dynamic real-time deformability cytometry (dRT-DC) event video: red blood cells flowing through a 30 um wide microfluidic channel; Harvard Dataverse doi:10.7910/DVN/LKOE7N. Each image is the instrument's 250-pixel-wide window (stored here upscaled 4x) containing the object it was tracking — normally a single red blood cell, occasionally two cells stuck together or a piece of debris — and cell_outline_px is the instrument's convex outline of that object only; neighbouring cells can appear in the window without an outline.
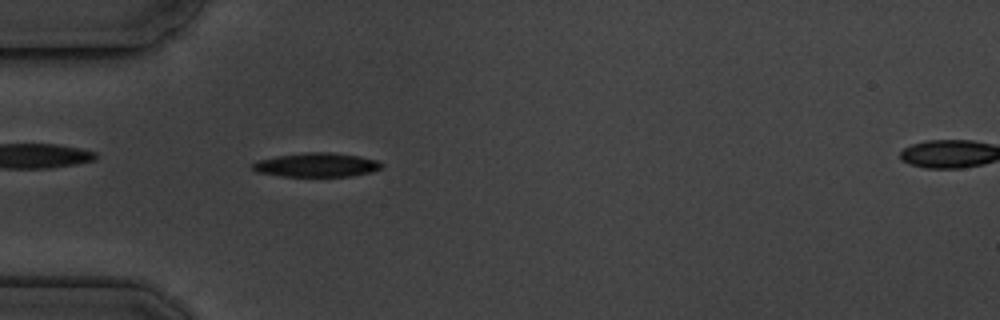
{"species": "common noctule bat (a hibernating species)", "species_latin": "Nyctalus noctula", "temperature_condition": "cold", "stored_images_in_passage": 7, "segment_of_instrument_passage": [1, 2], "camera_frame_rate_fps": 3000, "um_per_image_px": 0.085, "animal": {"sex": "male", "body_mass_g": 19.5, "forearm_length_mm": 54.6}, "frame": {"image": 1, "passage_image": 6, "time_ms": 5.667, "image_size_px": [1000, 320], "cell_outline_px": [[384, 164], [380, 168], [372, 172], [348, 176], [280, 176], [256, 172], [252, 168], [252, 164], [256, 160], [276, 156], [308, 152], [332, 152], [360, 156], [376, 160]], "centroid_in_image_um": [26.89, 14.01], "position_along_channel_um": 58.1, "area_um2": 18.09}}